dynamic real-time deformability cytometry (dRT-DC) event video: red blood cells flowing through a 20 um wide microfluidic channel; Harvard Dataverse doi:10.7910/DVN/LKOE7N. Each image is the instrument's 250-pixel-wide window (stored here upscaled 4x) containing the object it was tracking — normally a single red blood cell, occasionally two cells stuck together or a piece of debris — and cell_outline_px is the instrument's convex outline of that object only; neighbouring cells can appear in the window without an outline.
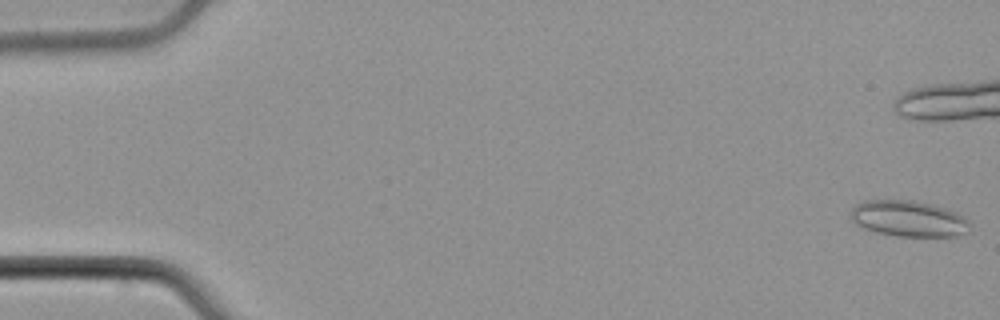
{"species": "common noctule bat (a hibernating species)", "species_latin": "Nyctalus noctula", "temperature_condition": "cold", "stored_images_in_passage": 44, "camera_frame_rate_fps": 3000, "um_per_image_px": 0.085, "animal": {"sex": "male", "body_mass_g": 21.5, "forearm_length_mm": 52.0}, "frame": {"image": 1, "passage_image": 1, "time_ms": 0.0, "image_size_px": [1000, 320], "cell_outline_px": [[968, 232], [956, 236], [896, 236], [876, 232], [864, 228], [856, 224], [852, 220], [852, 208], [856, 204], [864, 200], [912, 200], [944, 208], [956, 212], [964, 216], [968, 220]], "centroid_in_image_um": [77.22, 18.59], "position_along_channel_um": 7.8, "area_um2": 24.8}}